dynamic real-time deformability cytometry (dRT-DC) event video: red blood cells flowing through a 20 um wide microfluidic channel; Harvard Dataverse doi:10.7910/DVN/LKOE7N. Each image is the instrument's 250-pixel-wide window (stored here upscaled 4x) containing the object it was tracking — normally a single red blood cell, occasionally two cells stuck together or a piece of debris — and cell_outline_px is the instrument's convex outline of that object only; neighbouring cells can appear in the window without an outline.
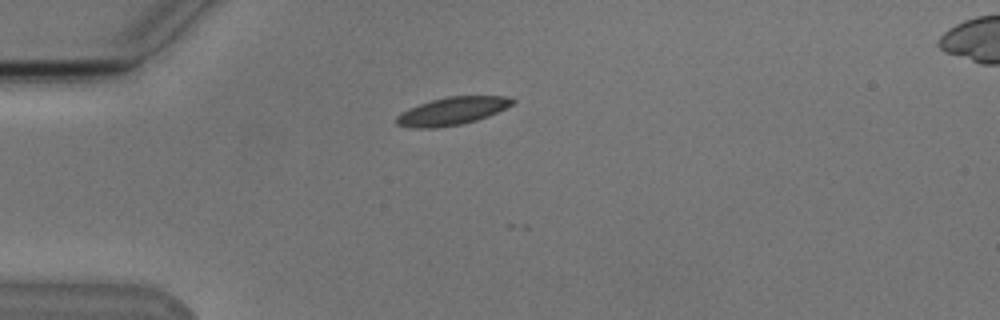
{"species": "Egyptian fruit bat (a non-hibernating species)", "species_latin": "Rousettus aegyptiacus", "temperature_condition": "cold", "stored_images_in_passage": 3, "camera_frame_rate_fps": 3000, "um_per_image_px": 0.085, "animal": {"sex": "male"}, "frame": {"image": 1, "passage_image": 1, "time_ms": 0.0, "image_size_px": [1000, 320], "cell_outline_px": [[516, 100], [512, 104], [488, 116], [476, 120], [460, 124], [436, 128], [416, 128], [396, 124], [396, 116], [400, 112], [408, 108], [432, 100], [448, 96], [508, 96]], "centroid_in_image_um": [38.41, 9.43], "position_along_channel_um": 46.6, "area_um2": 18.61}}